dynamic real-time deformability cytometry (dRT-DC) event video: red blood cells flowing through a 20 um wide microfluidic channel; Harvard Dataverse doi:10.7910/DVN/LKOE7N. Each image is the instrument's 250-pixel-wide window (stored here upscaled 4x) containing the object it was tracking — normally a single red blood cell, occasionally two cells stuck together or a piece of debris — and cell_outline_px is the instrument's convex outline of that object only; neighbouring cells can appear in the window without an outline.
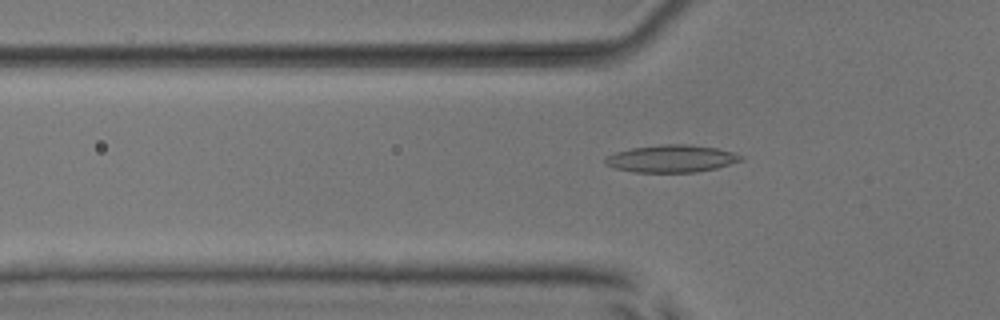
{"species": "common noctule bat (a hibernating species)", "species_latin": "Nyctalus noctula", "temperature_condition": "room temperature", "stored_images_in_passage": 51, "camera_frame_rate_fps": 3000, "um_per_image_px": 0.085, "animal": {"sex": "male", "body_mass_g": 17.9, "forearm_length_mm": 54.2}, "frame": {"image": 1, "passage_image": 17, "time_ms": 5.333, "image_size_px": [1000, 320], "cell_outline_px": [[744, 160], [716, 168], [696, 172], [636, 172], [616, 168], [604, 164], [604, 156], [616, 152], [632, 148], [660, 144], [688, 144], [716, 148], [732, 152], [744, 156]], "centroid_in_image_um": [57.07, 13.48], "position_along_channel_um": 68.7, "area_um2": 21.68}}
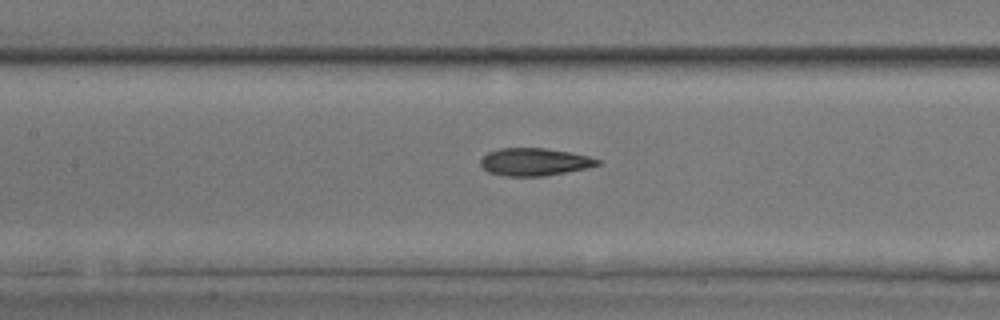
{"frame": {"image": 2, "passage_image": 24, "time_ms": 7.667, "image_size_px": [1000, 320], "cell_outline_px": [[604, 164], [588, 168], [544, 176], [504, 176], [488, 172], [480, 164], [480, 160], [488, 152], [500, 148], [544, 148], [568, 152], [588, 156], [604, 160]], "centroid_in_image_um": [45.49, 13.76], "position_along_channel_um": 161.9, "area_um2": 18.96}}
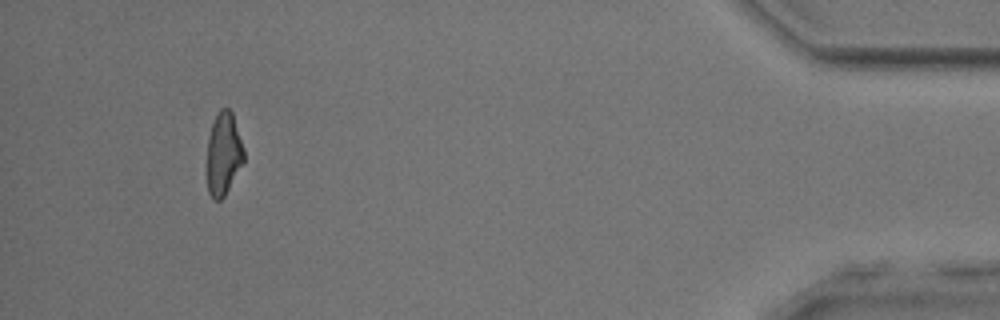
{"frame": {"image": 3, "passage_image": 48, "time_ms": 15.667, "image_size_px": [1000, 320], "cell_outline_px": [[244, 160], [224, 196], [220, 200], [216, 200], [208, 192], [208, 136], [212, 124], [220, 108], [228, 108], [232, 112], [244, 148]], "centroid_in_image_um": [19.01, 13.04], "position_along_channel_um": 416.2, "area_um2": 17.4}, "authors_computed_cell_mechanics": {"area_um2": 19.363, "velocity_mm_per_s": 4.0131, "shape_relaxation_time_tau1_ms": null, "shape_relaxation_time_tau2_ms": 1.95, "deformation_change_tau1": null, "deformation_change_tau2": 0.0931}}